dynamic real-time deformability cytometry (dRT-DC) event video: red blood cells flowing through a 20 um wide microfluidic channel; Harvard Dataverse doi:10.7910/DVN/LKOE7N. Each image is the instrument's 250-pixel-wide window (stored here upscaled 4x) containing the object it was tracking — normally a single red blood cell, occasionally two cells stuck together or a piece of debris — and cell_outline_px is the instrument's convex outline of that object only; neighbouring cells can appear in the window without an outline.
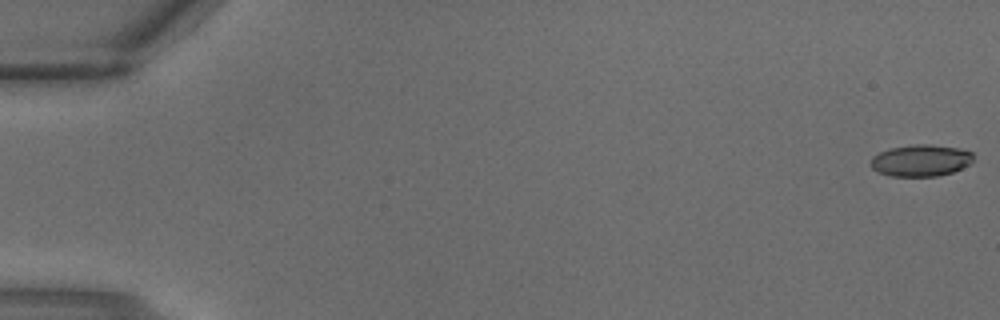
{"species": "common noctule bat (a hibernating species)", "species_latin": "Nyctalus noctula", "temperature_condition": "warm", "stored_images_in_passage": 3, "camera_frame_rate_fps": 3000, "um_per_image_px": 0.085, "animal": {"sex": "male", "body_mass_g": 18.8}, "frame": {"image": 1, "passage_image": 1, "time_ms": 0.0, "image_size_px": [1000, 320], "cell_outline_px": [[972, 160], [968, 164], [952, 172], [936, 176], [892, 176], [880, 172], [872, 168], [872, 156], [888, 148], [912, 144], [928, 144], [960, 148], [972, 152]], "centroid_in_image_um": [78.25, 13.62], "position_along_channel_um": 6.7, "area_um2": 18.79}}
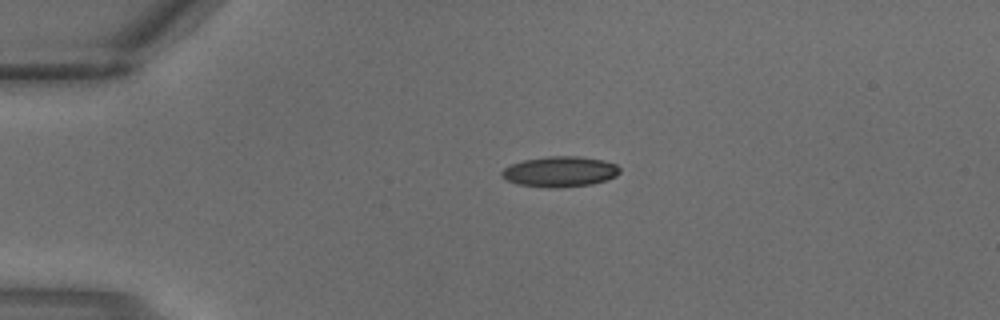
{"frame": {"image": 2, "passage_image": 3, "time_ms": 0.667, "image_size_px": [1000, 320], "cell_outline_px": [[620, 172], [616, 176], [592, 184], [560, 188], [548, 188], [516, 184], [500, 176], [500, 172], [504, 168], [512, 164], [524, 160], [548, 156], [576, 156], [604, 160], [616, 164], [620, 168]], "centroid_in_image_um": [47.58, 14.59], "position_along_channel_um": 37.4, "area_um2": 21.04}}